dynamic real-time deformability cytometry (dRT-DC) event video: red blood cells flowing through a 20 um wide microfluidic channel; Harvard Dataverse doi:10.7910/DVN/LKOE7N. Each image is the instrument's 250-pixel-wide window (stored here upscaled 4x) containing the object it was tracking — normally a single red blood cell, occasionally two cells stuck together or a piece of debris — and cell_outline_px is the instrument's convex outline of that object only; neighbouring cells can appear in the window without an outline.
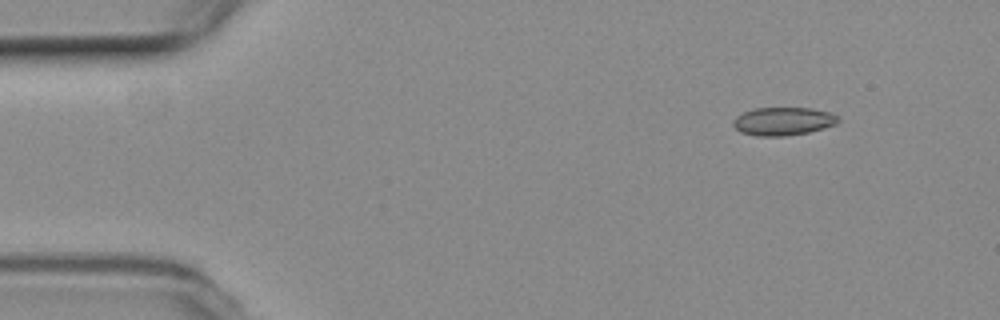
{"species": "common noctule bat (a hibernating species)", "species_latin": "Nyctalus noctula", "temperature_condition": "room temperature", "stored_images_in_passage": 2, "camera_frame_rate_fps": 3000, "um_per_image_px": 0.085, "animal": {"sex": "female", "body_mass_g": 19.3, "forearm_length_mm": 54.1}, "frame": {"image": 1, "passage_image": 2, "time_ms": 2.0, "image_size_px": [1000, 320], "cell_outline_px": [[840, 120], [836, 124], [808, 132], [784, 136], [756, 136], [740, 132], [732, 124], [732, 120], [736, 116], [744, 112], [756, 108], [812, 108], [828, 112], [836, 116]], "centroid_in_image_um": [66.53, 10.31], "position_along_channel_um": 18.5, "area_um2": 17.11}}